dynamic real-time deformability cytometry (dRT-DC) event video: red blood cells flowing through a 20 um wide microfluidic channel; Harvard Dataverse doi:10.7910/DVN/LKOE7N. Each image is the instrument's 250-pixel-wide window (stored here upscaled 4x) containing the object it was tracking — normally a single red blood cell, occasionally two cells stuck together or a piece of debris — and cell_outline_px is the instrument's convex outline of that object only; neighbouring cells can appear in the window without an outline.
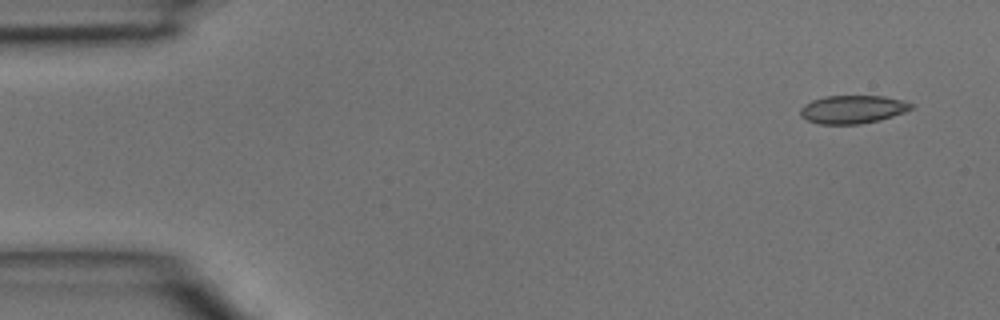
{"species": "common noctule bat (a hibernating species)", "species_latin": "Nyctalus noctula", "temperature_condition": "room temperature", "stored_images_in_passage": 4, "camera_frame_rate_fps": 3000, "um_per_image_px": 0.085, "animal": {"sex": "male", "body_mass_g": 15.6}, "frame": {"image": 1, "passage_image": 1, "time_ms": 0.0, "image_size_px": [1000, 320], "cell_outline_px": [[912, 108], [904, 112], [880, 120], [860, 124], [820, 124], [808, 120], [800, 116], [800, 108], [804, 104], [812, 100], [824, 96], [884, 96], [900, 100], [912, 104]], "centroid_in_image_um": [72.43, 9.3], "position_along_channel_um": 12.6, "area_um2": 18.09}}
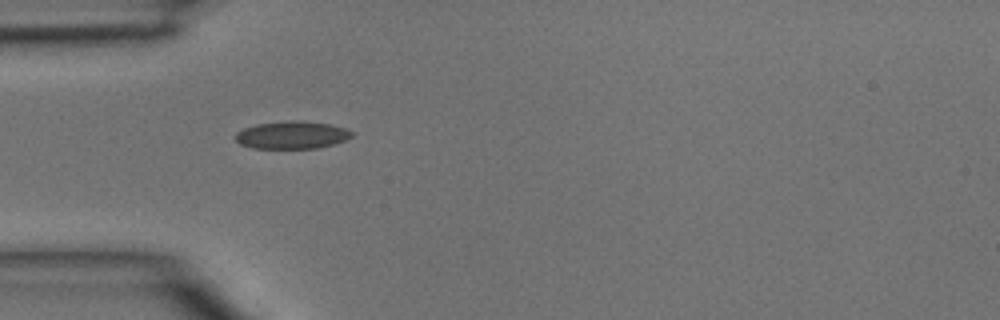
{"frame": {"image": 2, "passage_image": 4, "time_ms": 1.0, "image_size_px": [1000, 320], "cell_outline_px": [[352, 136], [344, 140], [332, 144], [316, 148], [252, 148], [240, 144], [236, 140], [236, 132], [244, 128], [256, 124], [288, 120], [300, 120], [328, 124], [344, 128], [352, 132]], "centroid_in_image_um": [24.77, 11.47], "position_along_channel_um": 60.2, "area_um2": 18.55}}